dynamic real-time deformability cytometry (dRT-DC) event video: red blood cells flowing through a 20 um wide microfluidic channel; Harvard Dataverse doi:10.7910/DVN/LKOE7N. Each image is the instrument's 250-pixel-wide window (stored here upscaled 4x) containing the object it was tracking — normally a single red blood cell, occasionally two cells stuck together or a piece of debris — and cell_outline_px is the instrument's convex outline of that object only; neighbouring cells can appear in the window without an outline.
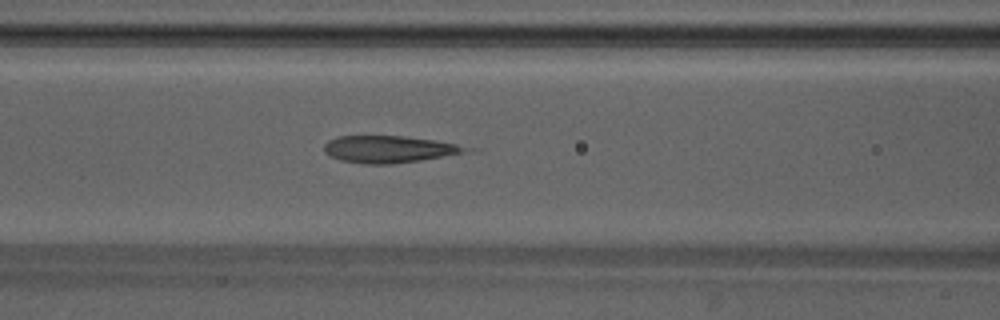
{"species": "Egyptian fruit bat (a non-hibernating species)", "species_latin": "Rousettus aegyptiacus", "temperature_condition": "warm", "stored_images_in_passage": 40, "camera_frame_rate_fps": 3000, "um_per_image_px": 0.085, "animal": {"sex": "male"}, "frame": {"image": 1, "passage_image": 11, "time_ms": 3.333, "image_size_px": [1000, 320], "cell_outline_px": [[476, 148], [460, 152], [420, 160], [388, 164], [364, 164], [340, 160], [328, 156], [324, 152], [324, 144], [328, 140], [340, 136], [404, 136], [432, 140], [456, 144]], "centroid_in_image_um": [32.96, 12.68], "position_along_channel_um": 133.6, "area_um2": 21.96}}
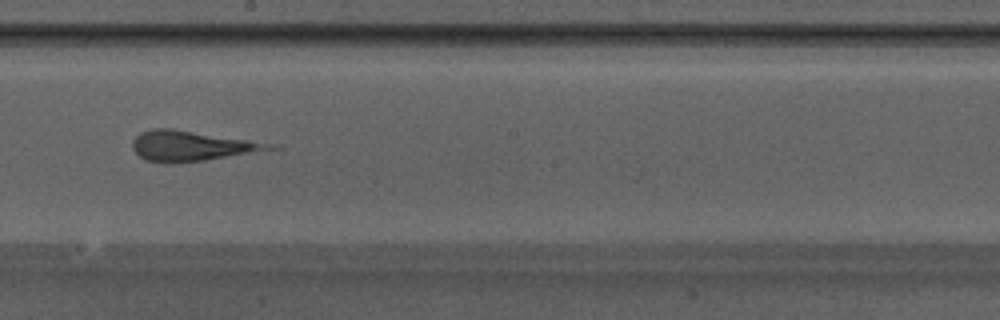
{"frame": {"image": 2, "passage_image": 18, "time_ms": 5.667, "image_size_px": [1000, 320], "cell_outline_px": [[280, 148], [204, 160], [172, 164], [164, 164], [144, 160], [132, 148], [132, 140], [140, 132], [152, 128], [172, 128], [248, 140]], "centroid_in_image_um": [16.12, 12.41], "position_along_channel_um": 232.1, "area_um2": 23.76}}
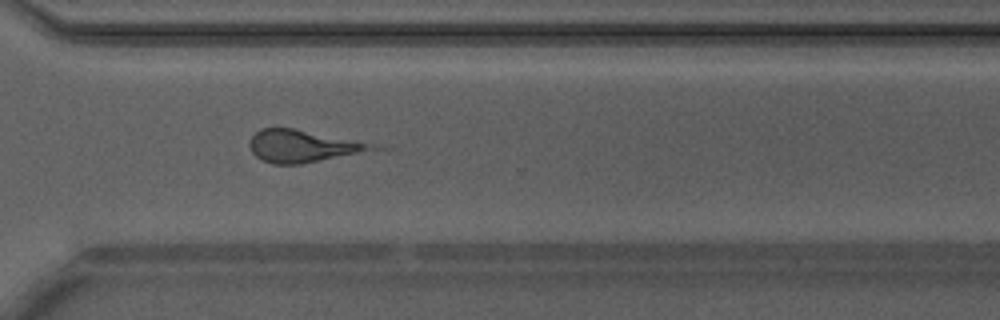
{"frame": {"image": 3, "passage_image": 26, "time_ms": 8.333, "image_size_px": [1000, 320], "cell_outline_px": [[392, 148], [300, 164], [272, 164], [256, 156], [252, 152], [248, 144], [248, 140], [260, 128], [292, 128], [380, 144]], "centroid_in_image_um": [25.89, 12.42], "position_along_channel_um": 344.7, "area_um2": 23.76}}